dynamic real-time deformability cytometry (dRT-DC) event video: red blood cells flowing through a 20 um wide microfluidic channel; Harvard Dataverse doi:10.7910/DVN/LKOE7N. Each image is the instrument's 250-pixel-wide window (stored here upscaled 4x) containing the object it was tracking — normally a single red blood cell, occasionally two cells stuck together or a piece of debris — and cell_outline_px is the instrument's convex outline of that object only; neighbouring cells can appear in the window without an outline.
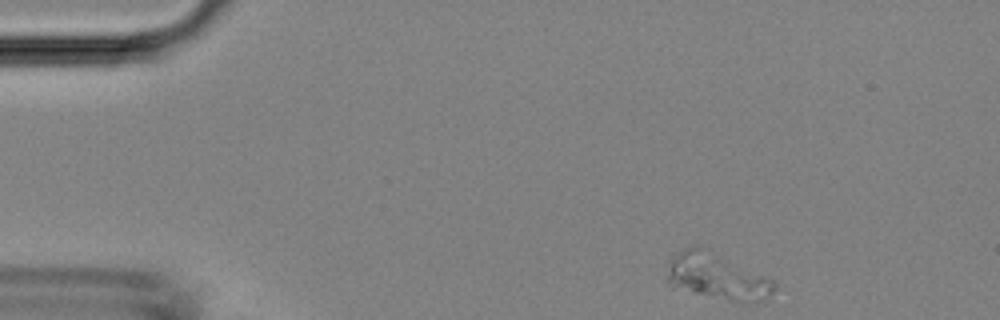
{"species": "Egyptian fruit bat (a non-hibernating species)", "species_latin": "Rousettus aegyptiacus", "temperature_condition": "room temperature", "stored_images_in_passage": 21, "camera_frame_rate_fps": 3000, "um_per_image_px": 0.085, "animal": {"sex": "female"}, "frame": {"image": 1, "passage_image": 1, "time_ms": 0.0, "image_size_px": [1000, 320], "cell_outline_px": [[776, 288], [768, 296], [752, 304], [744, 304], [672, 288], [668, 280], [668, 260], [672, 256], [684, 248], [696, 244], [700, 244], [772, 280], [776, 284]], "centroid_in_image_um": [60.91, 23.49], "position_along_channel_um": 24.1, "area_um2": 29.19}}
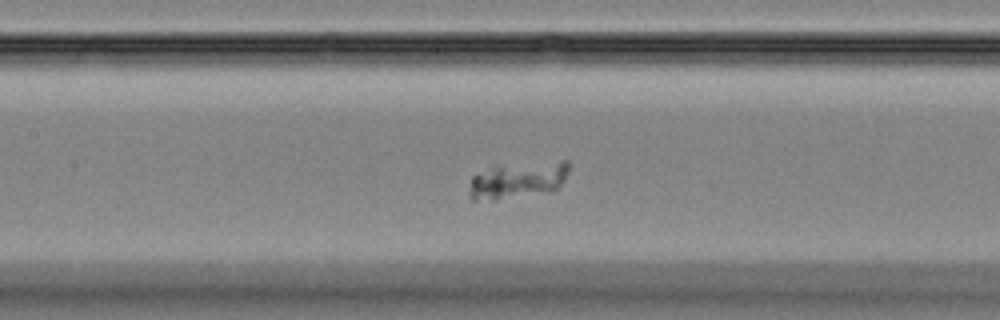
{"frame": {"image": 2, "passage_image": 17, "time_ms": 5.333, "image_size_px": [1000, 320], "cell_outline_px": [[572, 164], [564, 180], [552, 192], [496, 200], [472, 200], [468, 196], [468, 192], [472, 176], [496, 168], [560, 160], [568, 160]], "centroid_in_image_um": [44.08, 15.36], "position_along_channel_um": 163.3, "area_um2": 20.87}}
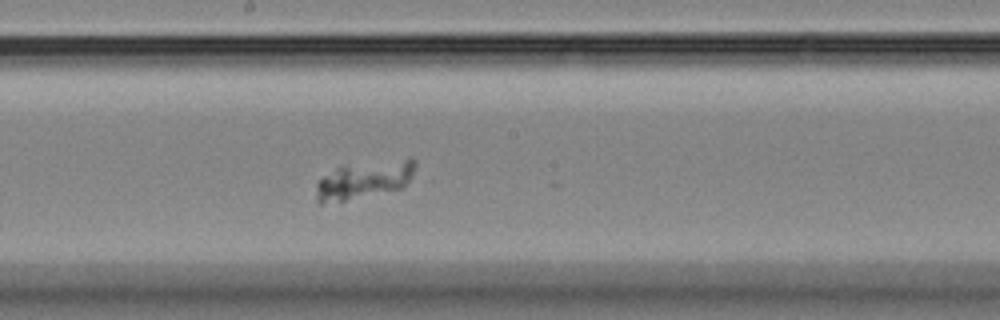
{"frame": {"image": 3, "passage_image": 21, "time_ms": 6.667, "image_size_px": [1000, 320], "cell_outline_px": [[416, 176], [400, 188], [344, 200], [320, 204], [316, 200], [316, 184], [324, 176], [336, 168], [408, 156], [412, 156], [416, 160]], "centroid_in_image_um": [31.06, 15.25], "position_along_channel_um": 217.1, "area_um2": 21.73}}